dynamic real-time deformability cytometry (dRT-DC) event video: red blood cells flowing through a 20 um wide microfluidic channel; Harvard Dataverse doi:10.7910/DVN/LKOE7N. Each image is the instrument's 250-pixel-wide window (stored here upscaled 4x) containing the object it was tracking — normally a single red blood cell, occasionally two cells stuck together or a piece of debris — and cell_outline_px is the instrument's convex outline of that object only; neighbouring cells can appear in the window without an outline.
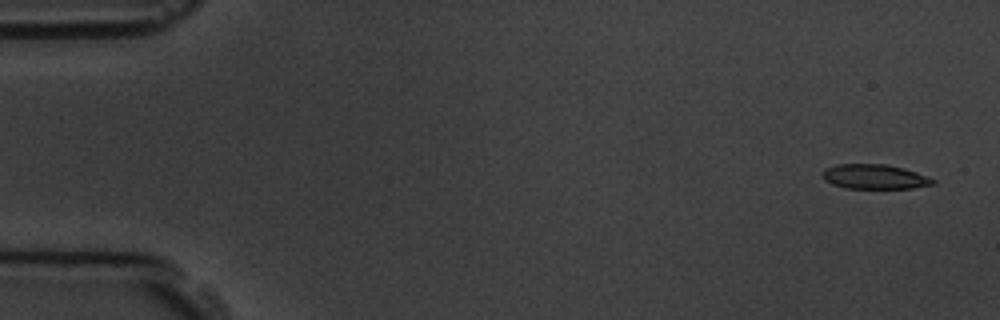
{"species": "common noctule bat (a hibernating species)", "species_latin": "Nyctalus noctula", "temperature_condition": "room temperature", "stored_images_in_passage": 4, "camera_frame_rate_fps": 3000, "um_per_image_px": 0.085, "animal": {"sex": "male", "body_mass_g": 19.5, "forearm_length_mm": 54.6}, "frame": {"image": 1, "passage_image": 1, "time_ms": 0.0, "image_size_px": [1000, 320], "cell_outline_px": [[936, 184], [912, 188], [844, 188], [832, 184], [824, 180], [820, 176], [820, 172], [836, 164], [884, 164], [904, 168], [928, 176], [936, 180]], "centroid_in_image_um": [74.33, 15.02], "position_along_channel_um": 10.7, "area_um2": 16.01}}
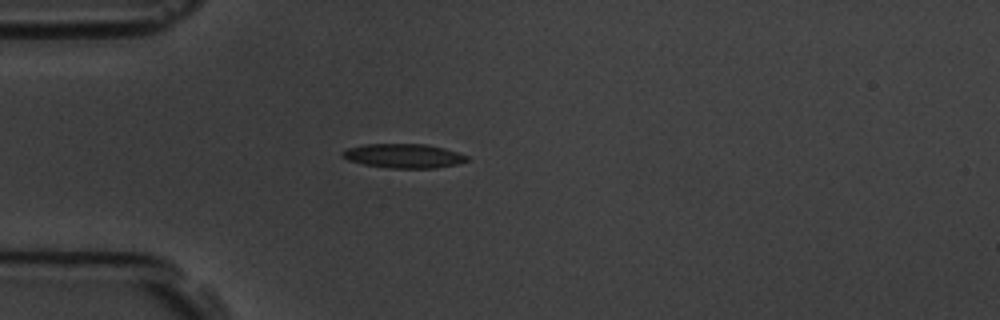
{"frame": {"image": 2, "passage_image": 4, "time_ms": 4.333, "image_size_px": [1000, 320], "cell_outline_px": [[468, 160], [456, 164], [432, 168], [392, 168], [364, 164], [348, 160], [340, 156], [340, 152], [348, 148], [364, 144], [424, 144], [444, 148], [468, 156]], "centroid_in_image_um": [34.26, 13.24], "position_along_channel_um": 50.7, "area_um2": 17.4}}